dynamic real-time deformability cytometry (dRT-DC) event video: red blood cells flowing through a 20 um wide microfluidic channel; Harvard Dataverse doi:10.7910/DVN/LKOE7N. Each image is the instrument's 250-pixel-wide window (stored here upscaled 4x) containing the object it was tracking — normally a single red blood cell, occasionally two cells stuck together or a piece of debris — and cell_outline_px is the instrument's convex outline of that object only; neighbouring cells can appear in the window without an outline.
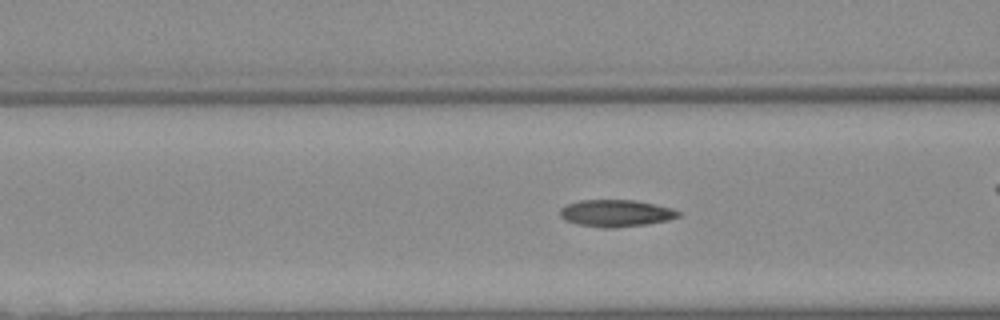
{"species": "Egyptian fruit bat (a non-hibernating species)", "species_latin": "Rousettus aegyptiacus", "temperature_condition": "warm", "stored_images_in_passage": 54, "camera_frame_rate_fps": 3000, "um_per_image_px": 0.085, "animal": {"sex": "female"}, "frame": {"image": 1, "passage_image": 21, "time_ms": 6.667, "image_size_px": [1000, 320], "cell_outline_px": [[680, 216], [668, 220], [644, 224], [616, 228], [600, 228], [576, 224], [560, 216], [560, 208], [568, 204], [580, 200], [632, 200], [672, 208], [680, 212]], "centroid_in_image_um": [52.33, 18.13], "position_along_channel_um": 114.3, "area_um2": 18.44}}
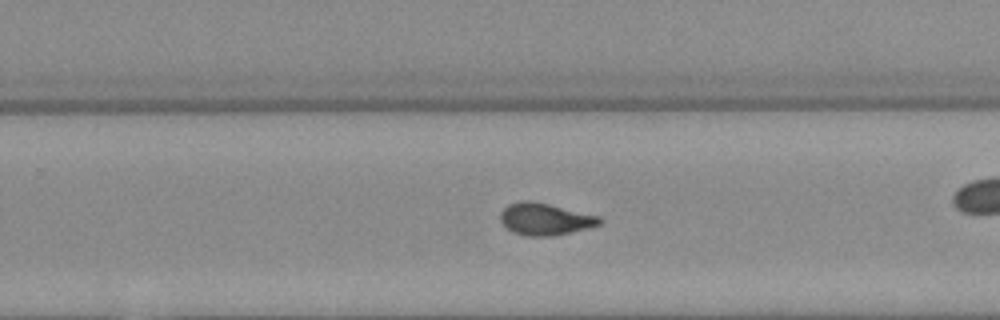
{"frame": {"image": 2, "passage_image": 34, "time_ms": 11.0, "image_size_px": [1000, 320], "cell_outline_px": [[604, 220], [600, 224], [588, 228], [572, 232], [552, 236], [528, 236], [512, 232], [500, 220], [500, 212], [508, 204], [520, 200], [532, 200], [600, 216]], "centroid_in_image_um": [46.33, 18.61], "position_along_channel_um": 283.5, "area_um2": 18.61}}
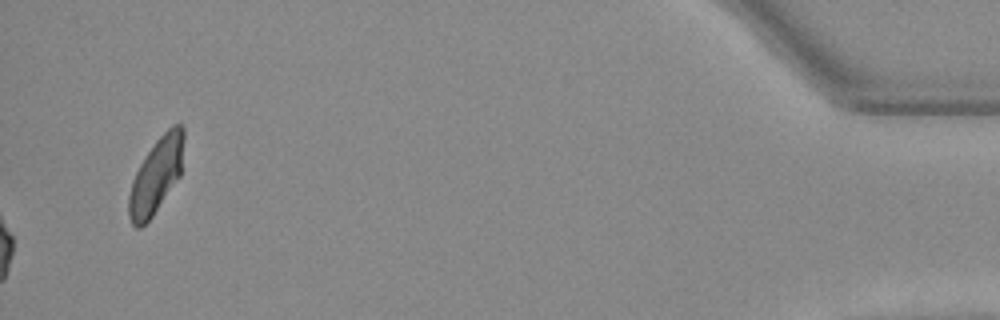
{"frame": {"image": 3, "passage_image": 54, "time_ms": 17.667, "image_size_px": [1000, 320], "cell_outline_px": [[184, 136], [180, 176], [152, 216], [140, 228], [136, 228], [132, 224], [128, 216], [128, 196], [132, 180], [140, 164], [156, 140], [172, 124], [180, 124], [184, 128]], "centroid_in_image_um": [13.26, 14.93], "position_along_channel_um": 421.9, "area_um2": 23.87}}